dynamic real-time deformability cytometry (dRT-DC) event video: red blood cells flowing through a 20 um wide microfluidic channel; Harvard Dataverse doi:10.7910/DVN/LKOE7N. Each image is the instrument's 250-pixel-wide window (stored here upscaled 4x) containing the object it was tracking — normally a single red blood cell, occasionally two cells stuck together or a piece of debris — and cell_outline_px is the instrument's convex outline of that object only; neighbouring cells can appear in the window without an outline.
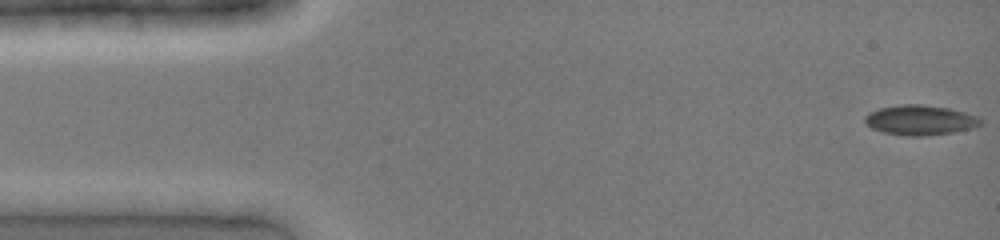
{"species": "common noctule bat (a hibernating species)", "species_latin": "Nyctalus noctula", "temperature_condition": "cold", "stored_images_in_passage": 42, "camera_frame_rate_fps": 3000, "um_per_image_px": 0.085, "animal": {"sex": "female", "body_mass_g": 19.0, "forearm_length_mm": 51.5}, "frame": {"image": 1, "passage_image": 1, "time_ms": 0.0, "image_size_px": [1000, 240], "cell_outline_px": [[984, 120], [976, 128], [952, 132], [924, 136], [904, 136], [884, 132], [872, 128], [864, 120], [864, 116], [868, 112], [880, 108], [900, 104], [920, 104], [948, 108], [964, 112], [976, 116]], "centroid_in_image_um": [78.22, 10.21], "position_along_channel_um": 6.8, "area_um2": 20.23}}
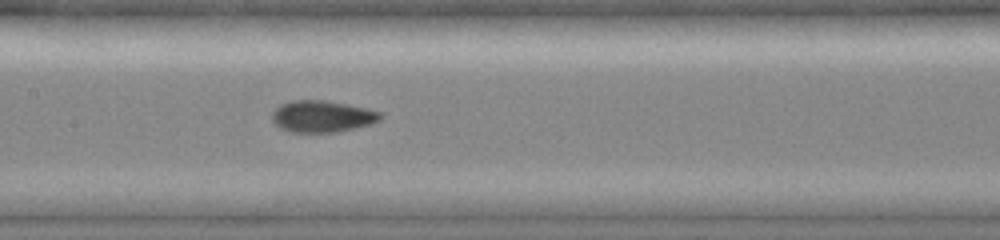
{"frame": {"image": 2, "passage_image": 20, "time_ms": 6.333, "image_size_px": [1000, 240], "cell_outline_px": [[384, 116], [380, 120], [372, 124], [336, 132], [292, 132], [280, 128], [272, 120], [272, 112], [280, 104], [292, 100], [324, 100], [364, 108], [380, 112]], "centroid_in_image_um": [27.37, 9.89], "position_along_channel_um": 180.0, "area_um2": 19.88}}
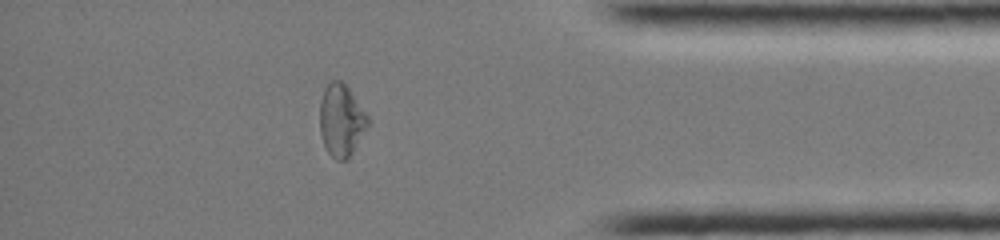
{"frame": {"image": 3, "passage_image": 36, "time_ms": 11.667, "image_size_px": [1000, 240], "cell_outline_px": [[372, 120], [352, 152], [344, 160], [336, 160], [328, 152], [324, 144], [320, 132], [320, 100], [324, 88], [332, 80], [340, 80], [348, 88]], "centroid_in_image_um": [29.02, 10.21], "position_along_channel_um": 406.2, "area_um2": 20.11}}